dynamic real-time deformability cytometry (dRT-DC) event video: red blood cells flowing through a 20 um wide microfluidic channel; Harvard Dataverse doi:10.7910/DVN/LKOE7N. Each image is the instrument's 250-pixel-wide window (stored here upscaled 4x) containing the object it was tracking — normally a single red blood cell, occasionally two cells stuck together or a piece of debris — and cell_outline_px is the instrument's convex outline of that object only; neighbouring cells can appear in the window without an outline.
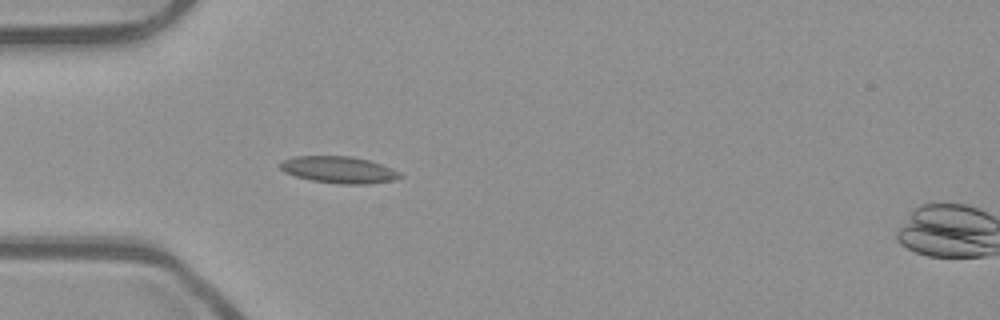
{"species": "common noctule bat (a hibernating species)", "species_latin": "Nyctalus noctula", "temperature_condition": "room temperature", "stored_images_in_passage": 2, "camera_frame_rate_fps": 3000, "um_per_image_px": 0.085, "animal": {"sex": "male", "body_mass_g": 23.1, "forearm_length_mm": 52.7}, "frame": {"image": 1, "passage_image": 1, "time_ms": 0.0, "image_size_px": [1000, 320], "cell_outline_px": [[404, 176], [392, 180], [368, 184], [340, 184], [312, 180], [296, 176], [284, 172], [280, 168], [280, 164], [284, 160], [296, 156], [352, 156], [368, 160], [392, 168], [400, 172]], "centroid_in_image_um": [28.82, 14.43], "position_along_channel_um": 56.2, "area_um2": 18.55}}